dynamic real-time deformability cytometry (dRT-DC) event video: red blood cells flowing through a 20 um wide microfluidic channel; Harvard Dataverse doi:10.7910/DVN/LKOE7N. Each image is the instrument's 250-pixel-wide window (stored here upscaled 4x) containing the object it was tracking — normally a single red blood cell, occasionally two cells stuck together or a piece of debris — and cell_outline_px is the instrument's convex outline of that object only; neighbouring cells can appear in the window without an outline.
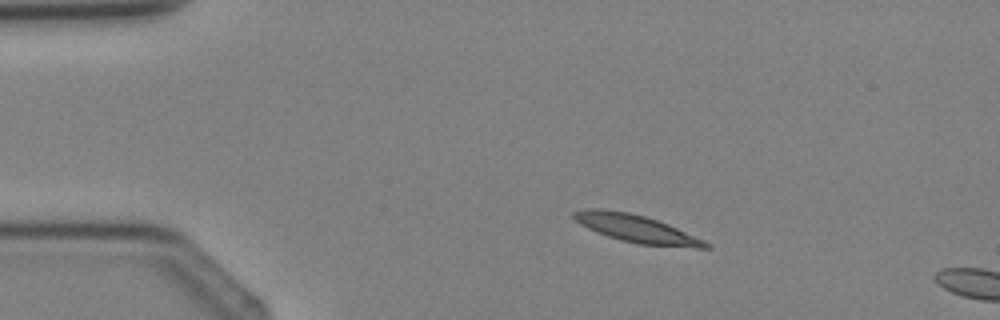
{"species": "Egyptian fruit bat (a non-hibernating species)", "species_latin": "Rousettus aegyptiacus", "temperature_condition": "cold", "stored_images_in_passage": 2, "camera_frame_rate_fps": 3000, "um_per_image_px": 0.085, "animal": {"sex": "female"}, "frame": {"image": 1, "passage_image": 1, "time_ms": 0.0, "image_size_px": [1000, 320], "cell_outline_px": [[712, 248], [696, 248], [636, 244], [620, 240], [596, 232], [580, 224], [572, 216], [572, 212], [584, 208], [600, 208], [628, 212], [644, 216], [668, 224], [704, 240], [712, 244]], "centroid_in_image_um": [54.09, 19.44], "position_along_channel_um": 30.9, "area_um2": 21.33}}